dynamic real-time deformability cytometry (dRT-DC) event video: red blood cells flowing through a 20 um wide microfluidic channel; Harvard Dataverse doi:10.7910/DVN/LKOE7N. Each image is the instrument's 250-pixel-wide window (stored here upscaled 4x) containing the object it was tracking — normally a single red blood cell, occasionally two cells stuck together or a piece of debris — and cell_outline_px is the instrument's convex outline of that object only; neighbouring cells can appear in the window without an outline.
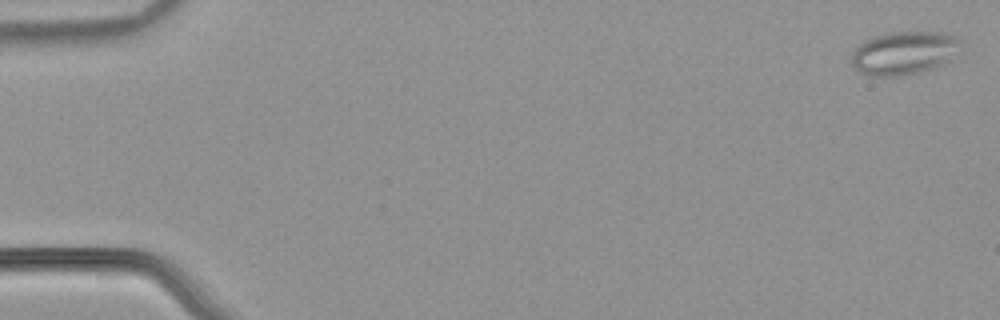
{"species": "common noctule bat (a hibernating species)", "species_latin": "Nyctalus noctula", "temperature_condition": "warm", "stored_images_in_passage": 53, "camera_frame_rate_fps": 3000, "um_per_image_px": 0.085, "animal": {"sex": "male", "body_mass_g": 21.5, "forearm_length_mm": 52.0}, "frame": {"image": 1, "passage_image": 1, "time_ms": 0.0, "image_size_px": [1000, 320], "cell_outline_px": [[968, 44], [964, 48], [948, 60], [932, 68], [920, 72], [896, 76], [868, 76], [860, 72], [852, 64], [852, 52], [864, 40], [872, 36], [888, 32], [944, 32], [956, 36], [964, 40]], "centroid_in_image_um": [76.92, 4.47], "position_along_channel_um": 8.1, "area_um2": 28.03}}
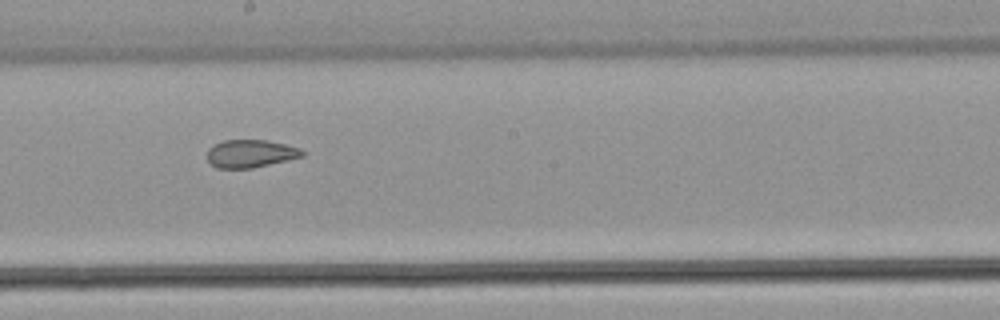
{"frame": {"image": 2, "passage_image": 30, "time_ms": 9.667, "image_size_px": [1000, 320], "cell_outline_px": [[304, 156], [288, 160], [252, 168], [216, 168], [208, 160], [208, 148], [224, 140], [268, 140], [300, 148], [304, 152]], "centroid_in_image_um": [21.31, 13.05], "position_along_channel_um": 226.9, "area_um2": 15.32}}
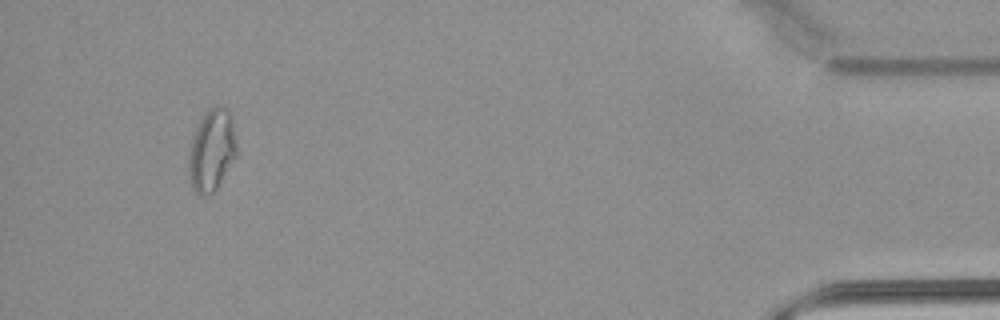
{"frame": {"image": 3, "passage_image": 50, "time_ms": 16.333, "image_size_px": [1000, 320], "cell_outline_px": [[236, 156], [216, 188], [212, 192], [196, 192], [192, 188], [188, 164], [188, 156], [192, 136], [200, 120], [216, 104], [220, 104], [228, 112], [232, 124], [236, 144]], "centroid_in_image_um": [17.98, 12.75], "position_along_channel_um": 417.2, "area_um2": 22.02}, "authors_computed_cell_mechanics": {"area_um2": 20.5768, "velocity_mm_per_s": 3.8843, "shape_relaxation_time_tau1_ms": null, "shape_relaxation_time_tau2_ms": 1.8444, "deformation_change_tau1": null, "deformation_change_tau2": 0.0727}}